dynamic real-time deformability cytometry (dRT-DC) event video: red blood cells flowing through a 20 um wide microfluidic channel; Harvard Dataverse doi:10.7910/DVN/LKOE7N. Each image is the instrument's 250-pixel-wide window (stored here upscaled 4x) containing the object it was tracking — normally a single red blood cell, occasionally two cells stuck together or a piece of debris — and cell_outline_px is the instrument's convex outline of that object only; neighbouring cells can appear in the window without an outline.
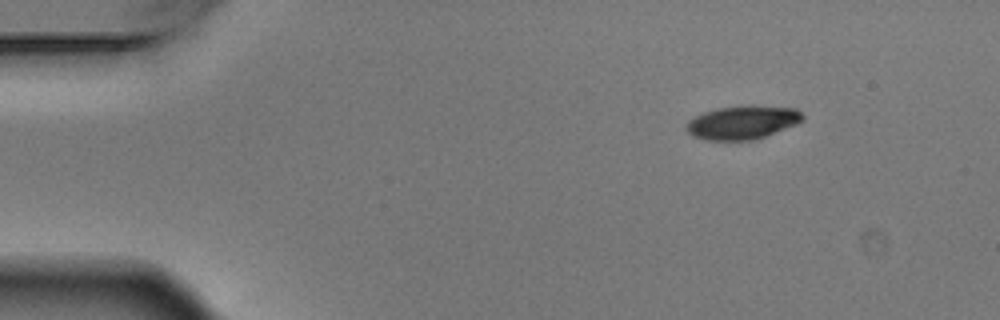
{"species": "Egyptian fruit bat (a non-hibernating species)", "species_latin": "Rousettus aegyptiacus", "temperature_condition": "warm", "stored_images_in_passage": 4, "camera_frame_rate_fps": 3000, "um_per_image_px": 0.085, "animal": {"sex": "male"}, "frame": {"image": 1, "passage_image": 1, "time_ms": 0.0, "image_size_px": [1000, 320], "cell_outline_px": [[804, 120], [796, 124], [764, 136], [752, 140], [704, 140], [692, 136], [688, 132], [688, 120], [704, 112], [720, 108], [796, 108], [804, 116]], "centroid_in_image_um": [63.08, 10.46], "position_along_channel_um": 21.9, "area_um2": 21.56}}
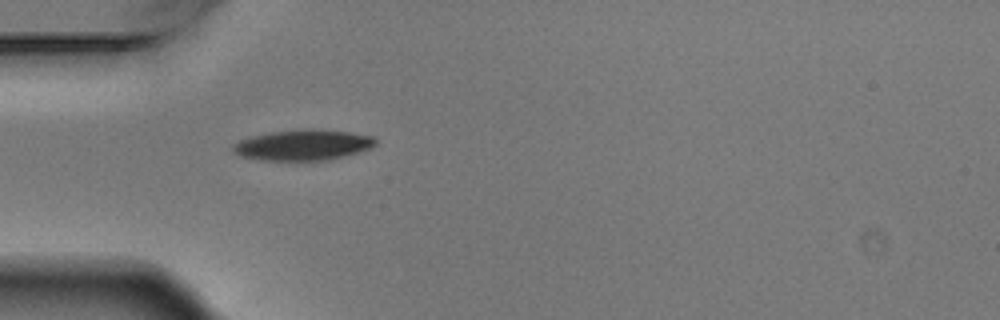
{"frame": {"image": 2, "passage_image": 4, "time_ms": 1.0, "image_size_px": [1000, 320], "cell_outline_px": [[376, 144], [372, 148], [328, 160], [260, 160], [240, 156], [232, 152], [232, 144], [240, 140], [252, 136], [268, 132], [312, 128], [348, 132], [372, 136], [376, 140]], "centroid_in_image_um": [25.72, 12.32], "position_along_channel_um": 59.3, "area_um2": 25.49}}